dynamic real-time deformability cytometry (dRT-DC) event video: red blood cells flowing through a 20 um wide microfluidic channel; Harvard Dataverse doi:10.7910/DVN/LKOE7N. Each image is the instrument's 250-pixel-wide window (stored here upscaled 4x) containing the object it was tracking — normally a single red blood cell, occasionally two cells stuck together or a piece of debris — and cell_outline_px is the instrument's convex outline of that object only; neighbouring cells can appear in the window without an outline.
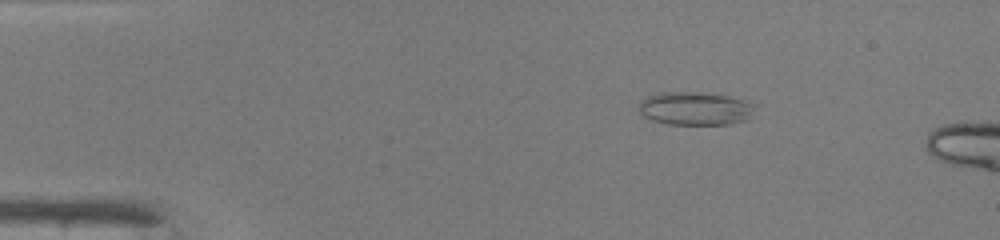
{"species": "common noctule bat (a hibernating species)", "species_latin": "Nyctalus noctula", "temperature_condition": "warm", "stored_images_in_passage": 4, "camera_frame_rate_fps": 3000, "um_per_image_px": 0.085, "animal": {"sex": "male", "body_mass_g": 19.0, "forearm_length_mm": 50.8}, "frame": {"image": 1, "passage_image": 1, "time_ms": 0.0, "image_size_px": [1000, 240], "cell_outline_px": [[760, 104], [748, 120], [732, 124], [668, 124], [652, 120], [640, 116], [636, 108], [640, 100], [648, 96], [664, 92], [700, 92], [728, 96]], "centroid_in_image_um": [59.11, 9.23], "position_along_channel_um": 25.9, "area_um2": 23.12}}